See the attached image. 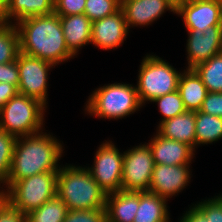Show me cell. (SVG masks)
<instances>
[{"mask_svg":"<svg viewBox=\"0 0 222 222\" xmlns=\"http://www.w3.org/2000/svg\"><path fill=\"white\" fill-rule=\"evenodd\" d=\"M20 52L57 65L73 58L63 35L60 17L55 13L33 16L16 23Z\"/></svg>","mask_w":222,"mask_h":222,"instance_id":"6da1fadb","label":"cell"},{"mask_svg":"<svg viewBox=\"0 0 222 222\" xmlns=\"http://www.w3.org/2000/svg\"><path fill=\"white\" fill-rule=\"evenodd\" d=\"M63 144L46 132L17 137L7 180V190L14 182L35 174L59 171L57 163L62 157ZM59 166V167H58Z\"/></svg>","mask_w":222,"mask_h":222,"instance_id":"7a4b0ae2","label":"cell"},{"mask_svg":"<svg viewBox=\"0 0 222 222\" xmlns=\"http://www.w3.org/2000/svg\"><path fill=\"white\" fill-rule=\"evenodd\" d=\"M57 195L68 210L105 208L107 193L86 167L65 165L58 171Z\"/></svg>","mask_w":222,"mask_h":222,"instance_id":"3957f363","label":"cell"},{"mask_svg":"<svg viewBox=\"0 0 222 222\" xmlns=\"http://www.w3.org/2000/svg\"><path fill=\"white\" fill-rule=\"evenodd\" d=\"M142 106L136 86L112 83L92 92L85 112L102 119L116 120L136 112Z\"/></svg>","mask_w":222,"mask_h":222,"instance_id":"277c9868","label":"cell"},{"mask_svg":"<svg viewBox=\"0 0 222 222\" xmlns=\"http://www.w3.org/2000/svg\"><path fill=\"white\" fill-rule=\"evenodd\" d=\"M58 171H48L20 179L4 192V200L24 215L57 195Z\"/></svg>","mask_w":222,"mask_h":222,"instance_id":"5b68a950","label":"cell"},{"mask_svg":"<svg viewBox=\"0 0 222 222\" xmlns=\"http://www.w3.org/2000/svg\"><path fill=\"white\" fill-rule=\"evenodd\" d=\"M46 109L39 100L18 93L0 109V129L15 137L41 132Z\"/></svg>","mask_w":222,"mask_h":222,"instance_id":"8992f818","label":"cell"},{"mask_svg":"<svg viewBox=\"0 0 222 222\" xmlns=\"http://www.w3.org/2000/svg\"><path fill=\"white\" fill-rule=\"evenodd\" d=\"M180 74L164 59L155 54L146 55L141 62L136 85L141 104L176 91Z\"/></svg>","mask_w":222,"mask_h":222,"instance_id":"52a82bcc","label":"cell"},{"mask_svg":"<svg viewBox=\"0 0 222 222\" xmlns=\"http://www.w3.org/2000/svg\"><path fill=\"white\" fill-rule=\"evenodd\" d=\"M150 146L146 143L124 152L122 167L123 191H149L154 169Z\"/></svg>","mask_w":222,"mask_h":222,"instance_id":"ba28073f","label":"cell"},{"mask_svg":"<svg viewBox=\"0 0 222 222\" xmlns=\"http://www.w3.org/2000/svg\"><path fill=\"white\" fill-rule=\"evenodd\" d=\"M123 158L124 152L120 153L109 140L97 149L92 168L87 167L94 180L107 194L122 189Z\"/></svg>","mask_w":222,"mask_h":222,"instance_id":"9c48e42d","label":"cell"},{"mask_svg":"<svg viewBox=\"0 0 222 222\" xmlns=\"http://www.w3.org/2000/svg\"><path fill=\"white\" fill-rule=\"evenodd\" d=\"M17 66L19 69L18 93L35 98L47 107L48 72L55 65L20 52L17 57Z\"/></svg>","mask_w":222,"mask_h":222,"instance_id":"30bf717a","label":"cell"},{"mask_svg":"<svg viewBox=\"0 0 222 222\" xmlns=\"http://www.w3.org/2000/svg\"><path fill=\"white\" fill-rule=\"evenodd\" d=\"M175 13L182 16L186 29L205 31L222 25V0H182Z\"/></svg>","mask_w":222,"mask_h":222,"instance_id":"8fae6325","label":"cell"},{"mask_svg":"<svg viewBox=\"0 0 222 222\" xmlns=\"http://www.w3.org/2000/svg\"><path fill=\"white\" fill-rule=\"evenodd\" d=\"M187 61L186 69H193L222 52V25L208 27L204 32L199 29H186Z\"/></svg>","mask_w":222,"mask_h":222,"instance_id":"7c38bea8","label":"cell"},{"mask_svg":"<svg viewBox=\"0 0 222 222\" xmlns=\"http://www.w3.org/2000/svg\"><path fill=\"white\" fill-rule=\"evenodd\" d=\"M190 164L164 165L155 164L149 191L168 200L181 192L190 183Z\"/></svg>","mask_w":222,"mask_h":222,"instance_id":"4fadbf2b","label":"cell"},{"mask_svg":"<svg viewBox=\"0 0 222 222\" xmlns=\"http://www.w3.org/2000/svg\"><path fill=\"white\" fill-rule=\"evenodd\" d=\"M129 29L123 11L92 22L91 44L110 50L118 48L127 38Z\"/></svg>","mask_w":222,"mask_h":222,"instance_id":"5bb4252c","label":"cell"},{"mask_svg":"<svg viewBox=\"0 0 222 222\" xmlns=\"http://www.w3.org/2000/svg\"><path fill=\"white\" fill-rule=\"evenodd\" d=\"M121 10L130 29L149 25L168 10L175 14L176 6L170 0H121Z\"/></svg>","mask_w":222,"mask_h":222,"instance_id":"9a60e30c","label":"cell"},{"mask_svg":"<svg viewBox=\"0 0 222 222\" xmlns=\"http://www.w3.org/2000/svg\"><path fill=\"white\" fill-rule=\"evenodd\" d=\"M154 164H190L195 150L186 143L162 137L158 132L149 143Z\"/></svg>","mask_w":222,"mask_h":222,"instance_id":"2e32d148","label":"cell"},{"mask_svg":"<svg viewBox=\"0 0 222 222\" xmlns=\"http://www.w3.org/2000/svg\"><path fill=\"white\" fill-rule=\"evenodd\" d=\"M59 17L68 50L76 56L82 46L91 43L92 21L85 14Z\"/></svg>","mask_w":222,"mask_h":222,"instance_id":"e0dca14e","label":"cell"},{"mask_svg":"<svg viewBox=\"0 0 222 222\" xmlns=\"http://www.w3.org/2000/svg\"><path fill=\"white\" fill-rule=\"evenodd\" d=\"M139 207V192L123 191L107 194V222H133Z\"/></svg>","mask_w":222,"mask_h":222,"instance_id":"ac0fdd59","label":"cell"},{"mask_svg":"<svg viewBox=\"0 0 222 222\" xmlns=\"http://www.w3.org/2000/svg\"><path fill=\"white\" fill-rule=\"evenodd\" d=\"M157 132L162 137L186 143L195 150V111H186L161 122Z\"/></svg>","mask_w":222,"mask_h":222,"instance_id":"d6986e66","label":"cell"},{"mask_svg":"<svg viewBox=\"0 0 222 222\" xmlns=\"http://www.w3.org/2000/svg\"><path fill=\"white\" fill-rule=\"evenodd\" d=\"M177 90L187 111H199L208 94L194 69H186L180 74Z\"/></svg>","mask_w":222,"mask_h":222,"instance_id":"ffe728a7","label":"cell"},{"mask_svg":"<svg viewBox=\"0 0 222 222\" xmlns=\"http://www.w3.org/2000/svg\"><path fill=\"white\" fill-rule=\"evenodd\" d=\"M167 201L150 191L139 192V207L133 222H170Z\"/></svg>","mask_w":222,"mask_h":222,"instance_id":"44dd1931","label":"cell"},{"mask_svg":"<svg viewBox=\"0 0 222 222\" xmlns=\"http://www.w3.org/2000/svg\"><path fill=\"white\" fill-rule=\"evenodd\" d=\"M52 13H54V0H7L5 23H13L11 22L13 19V24H16L28 17Z\"/></svg>","mask_w":222,"mask_h":222,"instance_id":"7402d4cb","label":"cell"},{"mask_svg":"<svg viewBox=\"0 0 222 222\" xmlns=\"http://www.w3.org/2000/svg\"><path fill=\"white\" fill-rule=\"evenodd\" d=\"M222 139V118L195 112V148Z\"/></svg>","mask_w":222,"mask_h":222,"instance_id":"603a6c76","label":"cell"},{"mask_svg":"<svg viewBox=\"0 0 222 222\" xmlns=\"http://www.w3.org/2000/svg\"><path fill=\"white\" fill-rule=\"evenodd\" d=\"M208 92H222V52L193 68Z\"/></svg>","mask_w":222,"mask_h":222,"instance_id":"cb8c5ba5","label":"cell"},{"mask_svg":"<svg viewBox=\"0 0 222 222\" xmlns=\"http://www.w3.org/2000/svg\"><path fill=\"white\" fill-rule=\"evenodd\" d=\"M67 205L56 195L39 208L26 215V222H64Z\"/></svg>","mask_w":222,"mask_h":222,"instance_id":"d4e9b609","label":"cell"},{"mask_svg":"<svg viewBox=\"0 0 222 222\" xmlns=\"http://www.w3.org/2000/svg\"><path fill=\"white\" fill-rule=\"evenodd\" d=\"M20 53V37L16 24H0V63L17 60Z\"/></svg>","mask_w":222,"mask_h":222,"instance_id":"484cf974","label":"cell"},{"mask_svg":"<svg viewBox=\"0 0 222 222\" xmlns=\"http://www.w3.org/2000/svg\"><path fill=\"white\" fill-rule=\"evenodd\" d=\"M152 102H156L158 104L159 111L161 115H163L159 124L187 111L178 90L157 97Z\"/></svg>","mask_w":222,"mask_h":222,"instance_id":"4316f807","label":"cell"},{"mask_svg":"<svg viewBox=\"0 0 222 222\" xmlns=\"http://www.w3.org/2000/svg\"><path fill=\"white\" fill-rule=\"evenodd\" d=\"M121 9V0H86L84 14L92 21L115 14Z\"/></svg>","mask_w":222,"mask_h":222,"instance_id":"83f0119b","label":"cell"},{"mask_svg":"<svg viewBox=\"0 0 222 222\" xmlns=\"http://www.w3.org/2000/svg\"><path fill=\"white\" fill-rule=\"evenodd\" d=\"M16 140L17 137L0 129V184L9 176Z\"/></svg>","mask_w":222,"mask_h":222,"instance_id":"f1b7e54d","label":"cell"},{"mask_svg":"<svg viewBox=\"0 0 222 222\" xmlns=\"http://www.w3.org/2000/svg\"><path fill=\"white\" fill-rule=\"evenodd\" d=\"M65 222H107L106 209L68 210Z\"/></svg>","mask_w":222,"mask_h":222,"instance_id":"f546056e","label":"cell"},{"mask_svg":"<svg viewBox=\"0 0 222 222\" xmlns=\"http://www.w3.org/2000/svg\"><path fill=\"white\" fill-rule=\"evenodd\" d=\"M210 222H222V194L194 205Z\"/></svg>","mask_w":222,"mask_h":222,"instance_id":"4dcf8cb0","label":"cell"},{"mask_svg":"<svg viewBox=\"0 0 222 222\" xmlns=\"http://www.w3.org/2000/svg\"><path fill=\"white\" fill-rule=\"evenodd\" d=\"M86 0H54V13L58 16L84 14Z\"/></svg>","mask_w":222,"mask_h":222,"instance_id":"1f68e13d","label":"cell"},{"mask_svg":"<svg viewBox=\"0 0 222 222\" xmlns=\"http://www.w3.org/2000/svg\"><path fill=\"white\" fill-rule=\"evenodd\" d=\"M199 111L222 118V92H208Z\"/></svg>","mask_w":222,"mask_h":222,"instance_id":"d6a6232c","label":"cell"},{"mask_svg":"<svg viewBox=\"0 0 222 222\" xmlns=\"http://www.w3.org/2000/svg\"><path fill=\"white\" fill-rule=\"evenodd\" d=\"M1 82L18 87L19 69L17 66V60L5 64L0 63V83Z\"/></svg>","mask_w":222,"mask_h":222,"instance_id":"836d02e7","label":"cell"},{"mask_svg":"<svg viewBox=\"0 0 222 222\" xmlns=\"http://www.w3.org/2000/svg\"><path fill=\"white\" fill-rule=\"evenodd\" d=\"M0 222H26V215L4 200L0 205Z\"/></svg>","mask_w":222,"mask_h":222,"instance_id":"e575fe53","label":"cell"},{"mask_svg":"<svg viewBox=\"0 0 222 222\" xmlns=\"http://www.w3.org/2000/svg\"><path fill=\"white\" fill-rule=\"evenodd\" d=\"M18 94V89L15 85L8 83H0V109L12 98Z\"/></svg>","mask_w":222,"mask_h":222,"instance_id":"d590c367","label":"cell"},{"mask_svg":"<svg viewBox=\"0 0 222 222\" xmlns=\"http://www.w3.org/2000/svg\"><path fill=\"white\" fill-rule=\"evenodd\" d=\"M179 222H210V220H207L193 204V207L184 213Z\"/></svg>","mask_w":222,"mask_h":222,"instance_id":"8d00e7d4","label":"cell"},{"mask_svg":"<svg viewBox=\"0 0 222 222\" xmlns=\"http://www.w3.org/2000/svg\"><path fill=\"white\" fill-rule=\"evenodd\" d=\"M6 12H7V0H0V24L5 23Z\"/></svg>","mask_w":222,"mask_h":222,"instance_id":"74e56055","label":"cell"},{"mask_svg":"<svg viewBox=\"0 0 222 222\" xmlns=\"http://www.w3.org/2000/svg\"><path fill=\"white\" fill-rule=\"evenodd\" d=\"M4 201V190H0V205Z\"/></svg>","mask_w":222,"mask_h":222,"instance_id":"f35d334b","label":"cell"},{"mask_svg":"<svg viewBox=\"0 0 222 222\" xmlns=\"http://www.w3.org/2000/svg\"><path fill=\"white\" fill-rule=\"evenodd\" d=\"M175 6L178 5V0H170Z\"/></svg>","mask_w":222,"mask_h":222,"instance_id":"ab89813d","label":"cell"}]
</instances>
